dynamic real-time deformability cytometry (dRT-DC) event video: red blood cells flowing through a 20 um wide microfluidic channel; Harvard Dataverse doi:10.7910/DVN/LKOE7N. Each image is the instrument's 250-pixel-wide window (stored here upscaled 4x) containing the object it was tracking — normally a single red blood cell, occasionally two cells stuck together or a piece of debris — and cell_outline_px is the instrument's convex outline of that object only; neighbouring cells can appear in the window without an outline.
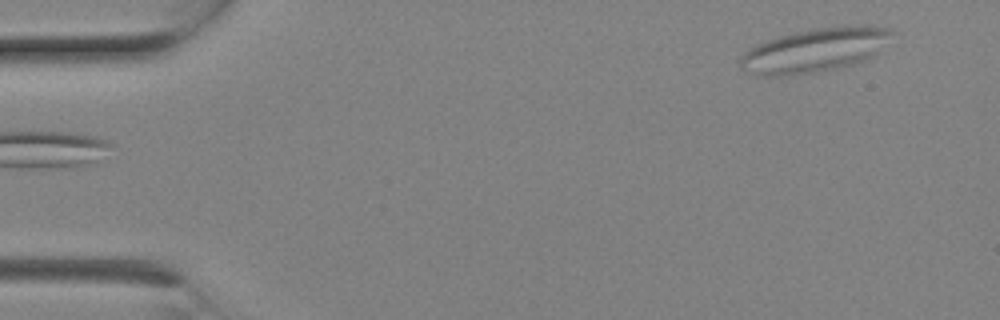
{"species": "Egyptian fruit bat (a non-hibernating species)", "species_latin": "Rousettus aegyptiacus", "temperature_condition": "room temperature", "stored_images_in_passage": 7, "segment_of_instrument_passage": [2, 2], "camera_frame_rate_fps": 3000, "um_per_image_px": 0.085, "animal": {"sex": "female"}, "frame": {"image": 1, "passage_image": 7, "time_ms": 2.0, "image_size_px": [1000, 320], "cell_outline_px": [[896, 32], [880, 52], [864, 60], [852, 64], [836, 68], [816, 72], [780, 76], [756, 76], [740, 68], [740, 56], [744, 52], [756, 44], [780, 36], [796, 32], [816, 28], [860, 24], [868, 24], [888, 28]], "centroid_in_image_um": [69.3, 4.25], "position_along_channel_um": 15.7, "area_um2": 39.13}}